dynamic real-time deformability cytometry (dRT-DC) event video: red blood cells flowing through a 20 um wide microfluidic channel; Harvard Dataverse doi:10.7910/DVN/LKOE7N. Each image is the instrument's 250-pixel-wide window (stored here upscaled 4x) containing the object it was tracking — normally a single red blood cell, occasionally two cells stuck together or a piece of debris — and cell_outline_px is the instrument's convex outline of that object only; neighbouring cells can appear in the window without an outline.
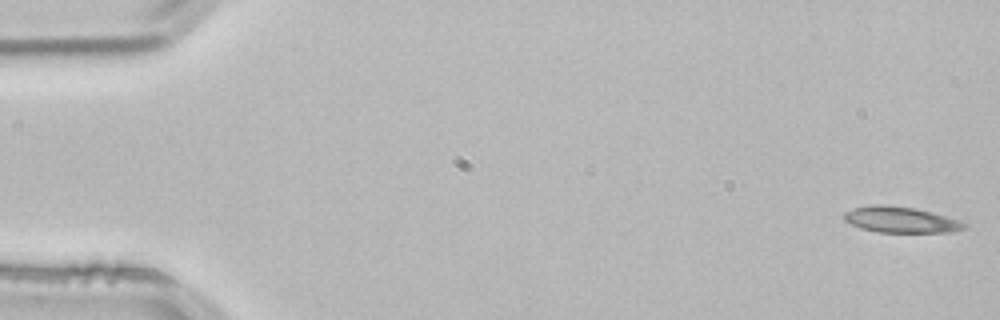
{"species": "common noctule bat (a hibernating species)", "species_latin": "Nyctalus noctula", "temperature_condition": "room temperature", "stored_images_in_passage": 15, "camera_frame_rate_fps": 3000, "um_per_image_px": 0.085, "animal": {"sex": "male", "body_mass_g": 21.5, "forearm_length_mm": 52.0}, "frame": {"image": 1, "passage_image": 1, "time_ms": 0.0, "image_size_px": [1000, 320], "cell_outline_px": [[968, 228], [952, 232], [876, 232], [860, 228], [844, 220], [844, 212], [852, 208], [872, 204], [888, 204], [916, 208], [932, 212], [968, 224]], "centroid_in_image_um": [76.54, 18.67], "position_along_channel_um": 8.5, "area_um2": 18.32}}
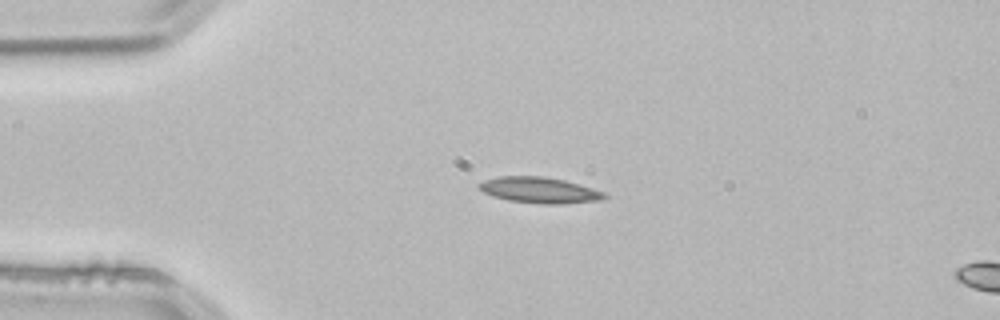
{"frame": {"image": 2, "passage_image": 12, "time_ms": 3.667, "image_size_px": [1000, 320], "cell_outline_px": [[608, 196], [600, 200], [560, 204], [544, 204], [508, 200], [492, 196], [476, 188], [476, 184], [484, 180], [500, 176], [544, 176], [564, 180], [608, 192]], "centroid_in_image_um": [45.85, 16.15], "position_along_channel_um": 39.1, "area_um2": 19.13}}